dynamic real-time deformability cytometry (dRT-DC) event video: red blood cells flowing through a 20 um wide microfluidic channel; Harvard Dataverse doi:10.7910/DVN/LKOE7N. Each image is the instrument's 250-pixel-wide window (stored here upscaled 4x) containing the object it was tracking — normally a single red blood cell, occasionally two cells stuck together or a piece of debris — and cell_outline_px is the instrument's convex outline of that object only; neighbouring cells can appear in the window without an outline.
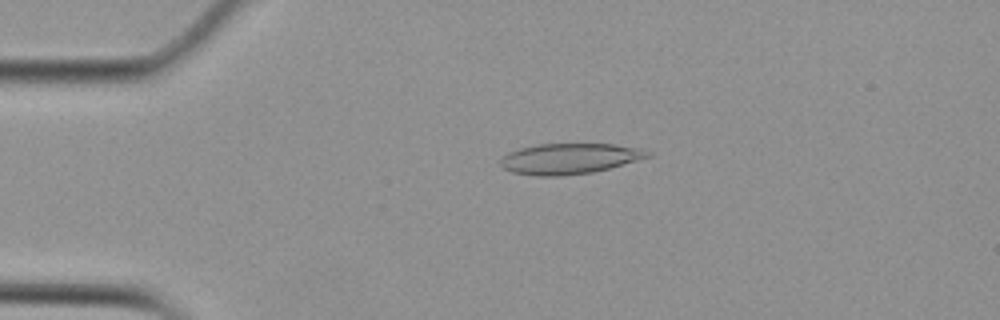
{"species": "Egyptian fruit bat (a non-hibernating species)", "species_latin": "Rousettus aegyptiacus", "temperature_condition": "cold", "stored_images_in_passage": 53, "camera_frame_rate_fps": 3000, "um_per_image_px": 0.085, "animal": {"sex": "female"}, "frame": {"image": 1, "passage_image": 11, "time_ms": 3.333, "image_size_px": [1000, 320], "cell_outline_px": [[652, 156], [608, 168], [592, 172], [560, 176], [536, 176], [512, 172], [504, 168], [500, 164], [500, 160], [508, 152], [520, 148], [536, 144], [612, 144], [640, 148], [652, 152]], "centroid_in_image_um": [48.4, 13.48], "position_along_channel_um": 36.6, "area_um2": 26.18}}
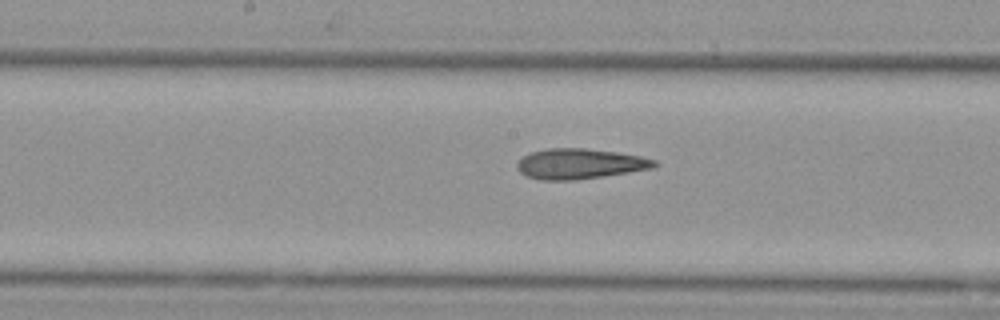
{"frame": {"image": 2, "passage_image": 27, "time_ms": 8.667, "image_size_px": [1000, 320], "cell_outline_px": [[660, 164], [652, 168], [628, 172], [576, 180], [540, 180], [528, 176], [520, 172], [516, 168], [516, 164], [524, 156], [532, 152], [548, 148], [584, 148], [616, 152], [640, 156], [656, 160]], "centroid_in_image_um": [49.28, 13.92], "position_along_channel_um": 198.9, "area_um2": 24.1}}
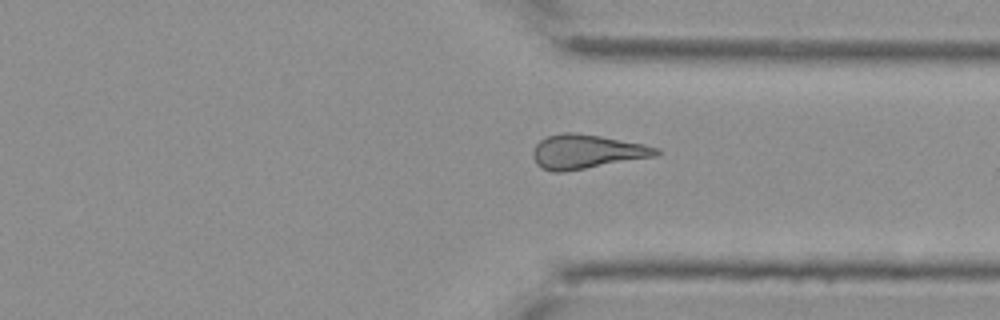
{"frame": {"image": 3, "passage_image": 40, "time_ms": 13.0, "image_size_px": [1000, 320], "cell_outline_px": [[660, 152], [656, 156], [564, 172], [552, 172], [540, 168], [536, 164], [532, 156], [532, 148], [540, 140], [548, 136], [560, 132], [576, 132], [600, 136], [644, 144], [660, 148]], "centroid_in_image_um": [49.82, 12.89], "position_along_channel_um": 361.6, "area_um2": 24.74}, "authors_computed_cell_mechanics": {"area_um2": 24.6806, "velocity_mm_per_s": 3.7469, "shape_relaxation_time_tau1_ms": null, "shape_relaxation_time_tau2_ms": 5.4895, "deformation_change_tau1": null, "deformation_change_tau2": 0.1716}}